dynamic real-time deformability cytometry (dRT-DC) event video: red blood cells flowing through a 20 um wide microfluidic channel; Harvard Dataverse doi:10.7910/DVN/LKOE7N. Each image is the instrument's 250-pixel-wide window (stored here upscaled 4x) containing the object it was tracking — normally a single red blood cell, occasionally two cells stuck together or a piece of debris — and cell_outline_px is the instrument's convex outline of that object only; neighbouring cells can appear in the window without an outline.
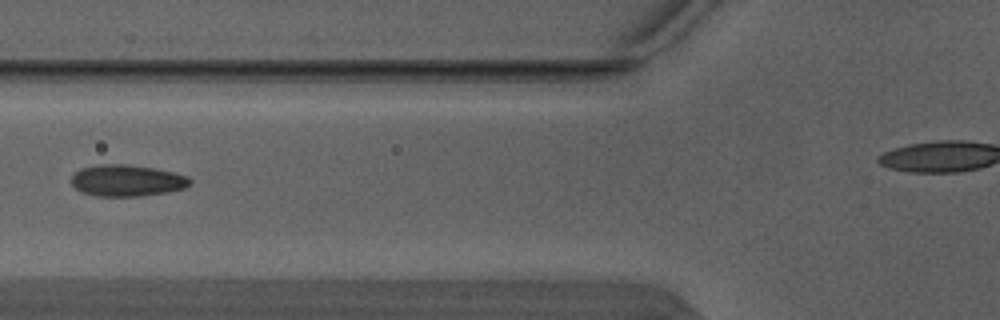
{"species": "Egyptian fruit bat (a non-hibernating species)", "species_latin": "Rousettus aegyptiacus", "temperature_condition": "warm", "stored_images_in_passage": 7, "camera_frame_rate_fps": 3000, "um_per_image_px": 0.085, "animal": {"sex": "male"}, "frame": {"image": 1, "passage_image": 6, "time_ms": 1.667, "image_size_px": [1000, 320], "cell_outline_px": [[192, 184], [184, 188], [168, 192], [140, 196], [96, 196], [80, 192], [72, 184], [72, 176], [80, 168], [100, 164], [128, 164], [156, 168], [188, 176], [192, 180]], "centroid_in_image_um": [10.81, 15.34], "position_along_channel_um": 115.0, "area_um2": 21.96}}